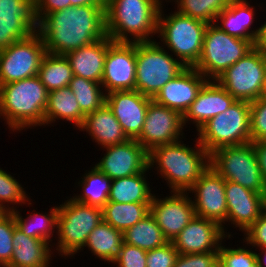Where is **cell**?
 Segmentation results:
<instances>
[{
    "mask_svg": "<svg viewBox=\"0 0 266 267\" xmlns=\"http://www.w3.org/2000/svg\"><path fill=\"white\" fill-rule=\"evenodd\" d=\"M106 5L70 6L39 23L46 53L66 55L107 36Z\"/></svg>",
    "mask_w": 266,
    "mask_h": 267,
    "instance_id": "6da1fadb",
    "label": "cell"
},
{
    "mask_svg": "<svg viewBox=\"0 0 266 267\" xmlns=\"http://www.w3.org/2000/svg\"><path fill=\"white\" fill-rule=\"evenodd\" d=\"M193 147L179 140L160 145L149 152L148 167L157 170L170 192H188L210 166V154L197 137Z\"/></svg>",
    "mask_w": 266,
    "mask_h": 267,
    "instance_id": "7a4b0ae2",
    "label": "cell"
},
{
    "mask_svg": "<svg viewBox=\"0 0 266 267\" xmlns=\"http://www.w3.org/2000/svg\"><path fill=\"white\" fill-rule=\"evenodd\" d=\"M48 94L38 76L1 85V120L13 133L43 127Z\"/></svg>",
    "mask_w": 266,
    "mask_h": 267,
    "instance_id": "3957f363",
    "label": "cell"
},
{
    "mask_svg": "<svg viewBox=\"0 0 266 267\" xmlns=\"http://www.w3.org/2000/svg\"><path fill=\"white\" fill-rule=\"evenodd\" d=\"M162 3V0H106L107 36L115 42L156 41Z\"/></svg>",
    "mask_w": 266,
    "mask_h": 267,
    "instance_id": "277c9868",
    "label": "cell"
},
{
    "mask_svg": "<svg viewBox=\"0 0 266 267\" xmlns=\"http://www.w3.org/2000/svg\"><path fill=\"white\" fill-rule=\"evenodd\" d=\"M164 3L158 14V43L173 53L185 67H194L202 53L204 33L208 24L183 15L177 10L165 14Z\"/></svg>",
    "mask_w": 266,
    "mask_h": 267,
    "instance_id": "5b68a950",
    "label": "cell"
},
{
    "mask_svg": "<svg viewBox=\"0 0 266 267\" xmlns=\"http://www.w3.org/2000/svg\"><path fill=\"white\" fill-rule=\"evenodd\" d=\"M103 220L102 209L67 198L58 205L57 236L53 243L55 253L66 259L85 250L91 231ZM66 257V258H65Z\"/></svg>",
    "mask_w": 266,
    "mask_h": 267,
    "instance_id": "8992f818",
    "label": "cell"
},
{
    "mask_svg": "<svg viewBox=\"0 0 266 267\" xmlns=\"http://www.w3.org/2000/svg\"><path fill=\"white\" fill-rule=\"evenodd\" d=\"M186 67L154 42H136L135 90L154 98L161 88L180 74Z\"/></svg>",
    "mask_w": 266,
    "mask_h": 267,
    "instance_id": "52a82bcc",
    "label": "cell"
},
{
    "mask_svg": "<svg viewBox=\"0 0 266 267\" xmlns=\"http://www.w3.org/2000/svg\"><path fill=\"white\" fill-rule=\"evenodd\" d=\"M196 133L199 143L209 154L222 147L251 142L250 102L236 100L226 111L212 117Z\"/></svg>",
    "mask_w": 266,
    "mask_h": 267,
    "instance_id": "ba28073f",
    "label": "cell"
},
{
    "mask_svg": "<svg viewBox=\"0 0 266 267\" xmlns=\"http://www.w3.org/2000/svg\"><path fill=\"white\" fill-rule=\"evenodd\" d=\"M255 46V41L231 36L210 23L205 29L202 53L194 68L206 79L215 80Z\"/></svg>",
    "mask_w": 266,
    "mask_h": 267,
    "instance_id": "9c48e42d",
    "label": "cell"
},
{
    "mask_svg": "<svg viewBox=\"0 0 266 267\" xmlns=\"http://www.w3.org/2000/svg\"><path fill=\"white\" fill-rule=\"evenodd\" d=\"M210 166L225 180L266 194V183L252 142L215 150L210 154Z\"/></svg>",
    "mask_w": 266,
    "mask_h": 267,
    "instance_id": "30bf717a",
    "label": "cell"
},
{
    "mask_svg": "<svg viewBox=\"0 0 266 267\" xmlns=\"http://www.w3.org/2000/svg\"><path fill=\"white\" fill-rule=\"evenodd\" d=\"M265 78L266 54L255 46L215 81L236 100L252 102L261 97Z\"/></svg>",
    "mask_w": 266,
    "mask_h": 267,
    "instance_id": "8fae6325",
    "label": "cell"
},
{
    "mask_svg": "<svg viewBox=\"0 0 266 267\" xmlns=\"http://www.w3.org/2000/svg\"><path fill=\"white\" fill-rule=\"evenodd\" d=\"M46 48L39 32L0 50V86L38 76Z\"/></svg>",
    "mask_w": 266,
    "mask_h": 267,
    "instance_id": "7c38bea8",
    "label": "cell"
},
{
    "mask_svg": "<svg viewBox=\"0 0 266 267\" xmlns=\"http://www.w3.org/2000/svg\"><path fill=\"white\" fill-rule=\"evenodd\" d=\"M183 116L176 110L157 104L154 100L147 108L144 126L136 141L148 152L153 148L185 140Z\"/></svg>",
    "mask_w": 266,
    "mask_h": 267,
    "instance_id": "4fadbf2b",
    "label": "cell"
},
{
    "mask_svg": "<svg viewBox=\"0 0 266 267\" xmlns=\"http://www.w3.org/2000/svg\"><path fill=\"white\" fill-rule=\"evenodd\" d=\"M136 42H115L109 37L101 80L105 93L135 90Z\"/></svg>",
    "mask_w": 266,
    "mask_h": 267,
    "instance_id": "5bb4252c",
    "label": "cell"
},
{
    "mask_svg": "<svg viewBox=\"0 0 266 267\" xmlns=\"http://www.w3.org/2000/svg\"><path fill=\"white\" fill-rule=\"evenodd\" d=\"M188 193L191 194L195 216L215 221L225 227L227 202L225 179L222 176L209 166Z\"/></svg>",
    "mask_w": 266,
    "mask_h": 267,
    "instance_id": "9a60e30c",
    "label": "cell"
},
{
    "mask_svg": "<svg viewBox=\"0 0 266 267\" xmlns=\"http://www.w3.org/2000/svg\"><path fill=\"white\" fill-rule=\"evenodd\" d=\"M39 32L35 0H0V50Z\"/></svg>",
    "mask_w": 266,
    "mask_h": 267,
    "instance_id": "2e32d148",
    "label": "cell"
},
{
    "mask_svg": "<svg viewBox=\"0 0 266 267\" xmlns=\"http://www.w3.org/2000/svg\"><path fill=\"white\" fill-rule=\"evenodd\" d=\"M154 193L150 213L161 228L164 237L172 241L195 216L194 205L188 192Z\"/></svg>",
    "mask_w": 266,
    "mask_h": 267,
    "instance_id": "e0dca14e",
    "label": "cell"
},
{
    "mask_svg": "<svg viewBox=\"0 0 266 267\" xmlns=\"http://www.w3.org/2000/svg\"><path fill=\"white\" fill-rule=\"evenodd\" d=\"M102 150L106 153L94 166L112 180L136 175L149 168V152L135 139Z\"/></svg>",
    "mask_w": 266,
    "mask_h": 267,
    "instance_id": "ac0fdd59",
    "label": "cell"
},
{
    "mask_svg": "<svg viewBox=\"0 0 266 267\" xmlns=\"http://www.w3.org/2000/svg\"><path fill=\"white\" fill-rule=\"evenodd\" d=\"M234 238L227 236L223 227L215 221L194 216L172 240L179 254L219 252L223 241Z\"/></svg>",
    "mask_w": 266,
    "mask_h": 267,
    "instance_id": "d6986e66",
    "label": "cell"
},
{
    "mask_svg": "<svg viewBox=\"0 0 266 267\" xmlns=\"http://www.w3.org/2000/svg\"><path fill=\"white\" fill-rule=\"evenodd\" d=\"M225 197L227 202V221L223 231L227 236L228 226L245 232L263 212V194L249 190L238 183L225 180ZM228 223V224H227ZM228 225V226H227Z\"/></svg>",
    "mask_w": 266,
    "mask_h": 267,
    "instance_id": "ffe728a7",
    "label": "cell"
},
{
    "mask_svg": "<svg viewBox=\"0 0 266 267\" xmlns=\"http://www.w3.org/2000/svg\"><path fill=\"white\" fill-rule=\"evenodd\" d=\"M153 100L137 90L112 91L106 94V104L120 123L128 139H137L143 129L147 108Z\"/></svg>",
    "mask_w": 266,
    "mask_h": 267,
    "instance_id": "44dd1931",
    "label": "cell"
},
{
    "mask_svg": "<svg viewBox=\"0 0 266 267\" xmlns=\"http://www.w3.org/2000/svg\"><path fill=\"white\" fill-rule=\"evenodd\" d=\"M208 81L194 67H186L167 82L153 100L157 104L178 111L183 116Z\"/></svg>",
    "mask_w": 266,
    "mask_h": 267,
    "instance_id": "7402d4cb",
    "label": "cell"
},
{
    "mask_svg": "<svg viewBox=\"0 0 266 267\" xmlns=\"http://www.w3.org/2000/svg\"><path fill=\"white\" fill-rule=\"evenodd\" d=\"M236 99L215 80H209L183 115L184 128L192 124L198 131L212 117L226 111Z\"/></svg>",
    "mask_w": 266,
    "mask_h": 267,
    "instance_id": "603a6c76",
    "label": "cell"
},
{
    "mask_svg": "<svg viewBox=\"0 0 266 267\" xmlns=\"http://www.w3.org/2000/svg\"><path fill=\"white\" fill-rule=\"evenodd\" d=\"M250 3L248 0H231L228 7L217 15L214 24L231 36L257 42L261 25L251 27L255 23L257 6Z\"/></svg>",
    "mask_w": 266,
    "mask_h": 267,
    "instance_id": "cb8c5ba5",
    "label": "cell"
},
{
    "mask_svg": "<svg viewBox=\"0 0 266 267\" xmlns=\"http://www.w3.org/2000/svg\"><path fill=\"white\" fill-rule=\"evenodd\" d=\"M79 131H86V135L100 146V149L110 145L124 143L128 140L115 115L105 103L94 112L85 115Z\"/></svg>",
    "mask_w": 266,
    "mask_h": 267,
    "instance_id": "d4e9b609",
    "label": "cell"
},
{
    "mask_svg": "<svg viewBox=\"0 0 266 267\" xmlns=\"http://www.w3.org/2000/svg\"><path fill=\"white\" fill-rule=\"evenodd\" d=\"M108 48L109 37L106 36L101 40L68 52L65 57L70 62L73 75L101 83Z\"/></svg>",
    "mask_w": 266,
    "mask_h": 267,
    "instance_id": "484cf974",
    "label": "cell"
},
{
    "mask_svg": "<svg viewBox=\"0 0 266 267\" xmlns=\"http://www.w3.org/2000/svg\"><path fill=\"white\" fill-rule=\"evenodd\" d=\"M12 245V259L6 267H50L54 258L55 250L46 241L27 236L17 227Z\"/></svg>",
    "mask_w": 266,
    "mask_h": 267,
    "instance_id": "4316f807",
    "label": "cell"
},
{
    "mask_svg": "<svg viewBox=\"0 0 266 267\" xmlns=\"http://www.w3.org/2000/svg\"><path fill=\"white\" fill-rule=\"evenodd\" d=\"M84 118L85 114L80 110L77 99L69 86L49 92L44 112L45 127L53 126L52 124L56 121L62 120L71 122L72 126H75L73 128L77 130L83 124Z\"/></svg>",
    "mask_w": 266,
    "mask_h": 267,
    "instance_id": "83f0119b",
    "label": "cell"
},
{
    "mask_svg": "<svg viewBox=\"0 0 266 267\" xmlns=\"http://www.w3.org/2000/svg\"><path fill=\"white\" fill-rule=\"evenodd\" d=\"M20 212H22L20 209L12 211L16 227L27 236L46 241L50 247H53L52 241L56 239L54 235H57L58 204L51 207L47 213L35 212L33 209L24 218Z\"/></svg>",
    "mask_w": 266,
    "mask_h": 267,
    "instance_id": "f1b7e54d",
    "label": "cell"
},
{
    "mask_svg": "<svg viewBox=\"0 0 266 267\" xmlns=\"http://www.w3.org/2000/svg\"><path fill=\"white\" fill-rule=\"evenodd\" d=\"M123 232L115 229L103 220L88 235L84 248L91 251L92 256L108 264L119 257L123 246Z\"/></svg>",
    "mask_w": 266,
    "mask_h": 267,
    "instance_id": "f546056e",
    "label": "cell"
},
{
    "mask_svg": "<svg viewBox=\"0 0 266 267\" xmlns=\"http://www.w3.org/2000/svg\"><path fill=\"white\" fill-rule=\"evenodd\" d=\"M149 168L136 175L112 180L108 201L117 203H151L154 195L149 183ZM153 192V193H152Z\"/></svg>",
    "mask_w": 266,
    "mask_h": 267,
    "instance_id": "4dcf8cb0",
    "label": "cell"
},
{
    "mask_svg": "<svg viewBox=\"0 0 266 267\" xmlns=\"http://www.w3.org/2000/svg\"><path fill=\"white\" fill-rule=\"evenodd\" d=\"M80 177L75 187L81 188V193H77V195L75 193L69 198L75 202L102 209L108 202L112 179L95 166L86 170Z\"/></svg>",
    "mask_w": 266,
    "mask_h": 267,
    "instance_id": "1f68e13d",
    "label": "cell"
},
{
    "mask_svg": "<svg viewBox=\"0 0 266 267\" xmlns=\"http://www.w3.org/2000/svg\"><path fill=\"white\" fill-rule=\"evenodd\" d=\"M150 204L108 201L102 208L103 221L124 232L150 213Z\"/></svg>",
    "mask_w": 266,
    "mask_h": 267,
    "instance_id": "d6a6232c",
    "label": "cell"
},
{
    "mask_svg": "<svg viewBox=\"0 0 266 267\" xmlns=\"http://www.w3.org/2000/svg\"><path fill=\"white\" fill-rule=\"evenodd\" d=\"M123 242L149 251L164 245L168 240L164 237L154 217L149 213L123 232Z\"/></svg>",
    "mask_w": 266,
    "mask_h": 267,
    "instance_id": "836d02e7",
    "label": "cell"
},
{
    "mask_svg": "<svg viewBox=\"0 0 266 267\" xmlns=\"http://www.w3.org/2000/svg\"><path fill=\"white\" fill-rule=\"evenodd\" d=\"M38 77L49 92L69 86L73 77L69 60L65 55L46 53L41 61Z\"/></svg>",
    "mask_w": 266,
    "mask_h": 267,
    "instance_id": "e575fe53",
    "label": "cell"
},
{
    "mask_svg": "<svg viewBox=\"0 0 266 267\" xmlns=\"http://www.w3.org/2000/svg\"><path fill=\"white\" fill-rule=\"evenodd\" d=\"M69 88L85 115L96 111L106 103V93L101 83L73 75Z\"/></svg>",
    "mask_w": 266,
    "mask_h": 267,
    "instance_id": "d590c367",
    "label": "cell"
},
{
    "mask_svg": "<svg viewBox=\"0 0 266 267\" xmlns=\"http://www.w3.org/2000/svg\"><path fill=\"white\" fill-rule=\"evenodd\" d=\"M0 167V212H12L19 206H32L33 201L19 181ZM12 205V206H11ZM15 206V207H14Z\"/></svg>",
    "mask_w": 266,
    "mask_h": 267,
    "instance_id": "8d00e7d4",
    "label": "cell"
},
{
    "mask_svg": "<svg viewBox=\"0 0 266 267\" xmlns=\"http://www.w3.org/2000/svg\"><path fill=\"white\" fill-rule=\"evenodd\" d=\"M231 0H169L176 4L179 13L207 24L214 23L217 15L226 9Z\"/></svg>",
    "mask_w": 266,
    "mask_h": 267,
    "instance_id": "74e56055",
    "label": "cell"
},
{
    "mask_svg": "<svg viewBox=\"0 0 266 267\" xmlns=\"http://www.w3.org/2000/svg\"><path fill=\"white\" fill-rule=\"evenodd\" d=\"M242 240L241 243L245 244L239 247L237 244V248L227 247L223 241L219 249L218 267H257L255 250L243 238Z\"/></svg>",
    "mask_w": 266,
    "mask_h": 267,
    "instance_id": "f35d334b",
    "label": "cell"
},
{
    "mask_svg": "<svg viewBox=\"0 0 266 267\" xmlns=\"http://www.w3.org/2000/svg\"><path fill=\"white\" fill-rule=\"evenodd\" d=\"M16 223L12 212H0V267H6L13 254L12 238Z\"/></svg>",
    "mask_w": 266,
    "mask_h": 267,
    "instance_id": "ab89813d",
    "label": "cell"
},
{
    "mask_svg": "<svg viewBox=\"0 0 266 267\" xmlns=\"http://www.w3.org/2000/svg\"><path fill=\"white\" fill-rule=\"evenodd\" d=\"M251 142L266 140V98L250 102Z\"/></svg>",
    "mask_w": 266,
    "mask_h": 267,
    "instance_id": "60d3db41",
    "label": "cell"
},
{
    "mask_svg": "<svg viewBox=\"0 0 266 267\" xmlns=\"http://www.w3.org/2000/svg\"><path fill=\"white\" fill-rule=\"evenodd\" d=\"M178 255L172 241H168L156 249L147 251L146 267H174Z\"/></svg>",
    "mask_w": 266,
    "mask_h": 267,
    "instance_id": "b9f144b4",
    "label": "cell"
},
{
    "mask_svg": "<svg viewBox=\"0 0 266 267\" xmlns=\"http://www.w3.org/2000/svg\"><path fill=\"white\" fill-rule=\"evenodd\" d=\"M146 255L147 251L139 247L123 243L121 253L112 266L146 267Z\"/></svg>",
    "mask_w": 266,
    "mask_h": 267,
    "instance_id": "7bdbcfd3",
    "label": "cell"
},
{
    "mask_svg": "<svg viewBox=\"0 0 266 267\" xmlns=\"http://www.w3.org/2000/svg\"><path fill=\"white\" fill-rule=\"evenodd\" d=\"M219 252L179 254L174 267H218Z\"/></svg>",
    "mask_w": 266,
    "mask_h": 267,
    "instance_id": "ee69618b",
    "label": "cell"
},
{
    "mask_svg": "<svg viewBox=\"0 0 266 267\" xmlns=\"http://www.w3.org/2000/svg\"><path fill=\"white\" fill-rule=\"evenodd\" d=\"M242 234H244L243 239L253 249H266V215L262 212L260 217Z\"/></svg>",
    "mask_w": 266,
    "mask_h": 267,
    "instance_id": "f6af8a7d",
    "label": "cell"
},
{
    "mask_svg": "<svg viewBox=\"0 0 266 267\" xmlns=\"http://www.w3.org/2000/svg\"><path fill=\"white\" fill-rule=\"evenodd\" d=\"M71 6V0H35V14L40 23L49 13Z\"/></svg>",
    "mask_w": 266,
    "mask_h": 267,
    "instance_id": "bcb514c9",
    "label": "cell"
},
{
    "mask_svg": "<svg viewBox=\"0 0 266 267\" xmlns=\"http://www.w3.org/2000/svg\"><path fill=\"white\" fill-rule=\"evenodd\" d=\"M258 158V164L266 183V140L252 142Z\"/></svg>",
    "mask_w": 266,
    "mask_h": 267,
    "instance_id": "7dc6e473",
    "label": "cell"
},
{
    "mask_svg": "<svg viewBox=\"0 0 266 267\" xmlns=\"http://www.w3.org/2000/svg\"><path fill=\"white\" fill-rule=\"evenodd\" d=\"M266 20V19H265ZM261 31L256 46L266 54V21L261 22Z\"/></svg>",
    "mask_w": 266,
    "mask_h": 267,
    "instance_id": "c3c4849f",
    "label": "cell"
},
{
    "mask_svg": "<svg viewBox=\"0 0 266 267\" xmlns=\"http://www.w3.org/2000/svg\"><path fill=\"white\" fill-rule=\"evenodd\" d=\"M106 5V0H71V6Z\"/></svg>",
    "mask_w": 266,
    "mask_h": 267,
    "instance_id": "681fc988",
    "label": "cell"
},
{
    "mask_svg": "<svg viewBox=\"0 0 266 267\" xmlns=\"http://www.w3.org/2000/svg\"><path fill=\"white\" fill-rule=\"evenodd\" d=\"M258 250L260 253H258ZM255 255H256L257 267H266V249L255 248Z\"/></svg>",
    "mask_w": 266,
    "mask_h": 267,
    "instance_id": "f907efd6",
    "label": "cell"
},
{
    "mask_svg": "<svg viewBox=\"0 0 266 267\" xmlns=\"http://www.w3.org/2000/svg\"><path fill=\"white\" fill-rule=\"evenodd\" d=\"M263 213L266 215V194L264 195L263 198Z\"/></svg>",
    "mask_w": 266,
    "mask_h": 267,
    "instance_id": "816d5d0a",
    "label": "cell"
},
{
    "mask_svg": "<svg viewBox=\"0 0 266 267\" xmlns=\"http://www.w3.org/2000/svg\"><path fill=\"white\" fill-rule=\"evenodd\" d=\"M261 97L266 98V78H265L264 88H263Z\"/></svg>",
    "mask_w": 266,
    "mask_h": 267,
    "instance_id": "f5cc1de1",
    "label": "cell"
}]
</instances>
